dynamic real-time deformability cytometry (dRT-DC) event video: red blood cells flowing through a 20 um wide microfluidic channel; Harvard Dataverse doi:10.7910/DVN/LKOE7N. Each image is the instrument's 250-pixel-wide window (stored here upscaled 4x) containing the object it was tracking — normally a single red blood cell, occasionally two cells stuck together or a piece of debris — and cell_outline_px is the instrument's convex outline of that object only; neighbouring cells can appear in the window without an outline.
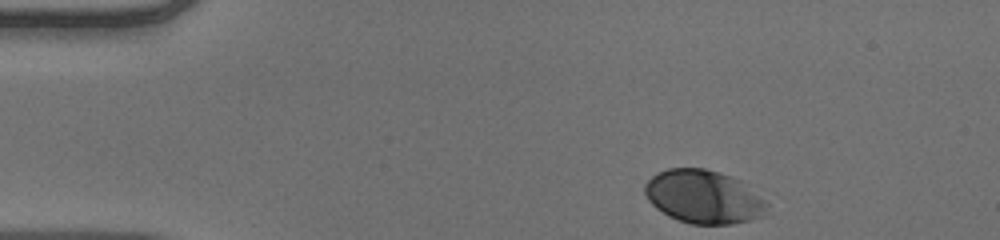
{"species": "human", "species_latin": "Homo sapiens", "temperature_condition": "warm", "stored_images_in_passage": 38, "camera_frame_rate_fps": 3000, "um_per_image_px": 0.085, "donor": {"sex": "male"}, "frame": {"image": 1, "passage_image": 1, "time_ms": 0.0, "image_size_px": [1000, 240], "cell_outline_px": [[768, 204], [764, 216], [752, 220], [732, 224], [692, 224], [668, 216], [656, 208], [648, 200], [644, 192], [644, 184], [656, 172], [668, 168], [704, 168], [732, 176], [740, 180], [764, 200]], "centroid_in_image_um": [59.79, 16.73], "position_along_channel_um": 25.2, "area_um2": 38.03}}
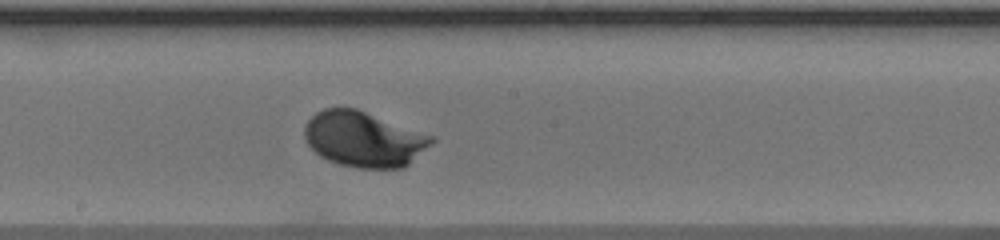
{"frame": {"image": 2, "passage_image": 22, "time_ms": 7.0, "image_size_px": [1000, 240], "cell_outline_px": [[436, 140], [404, 168], [356, 168], [340, 164], [328, 160], [320, 156], [308, 144], [304, 136], [304, 128], [308, 120], [316, 112], [324, 108], [356, 108], [436, 136]], "centroid_in_image_um": [30.95, 11.82], "position_along_channel_um": 217.3, "area_um2": 41.15}}
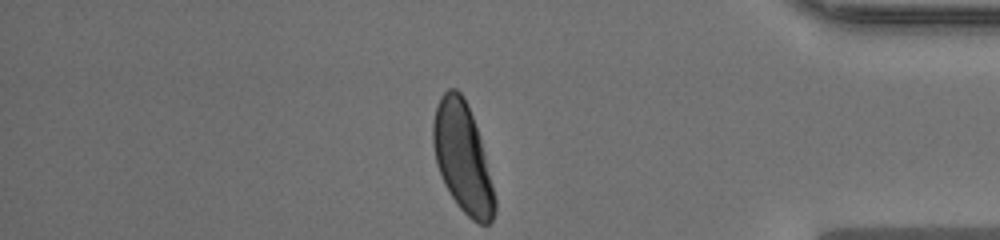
{"frame": {"image": 3, "passage_image": 38, "time_ms": 12.333, "image_size_px": [1000, 240], "cell_outline_px": [[496, 212], [492, 220], [488, 224], [480, 224], [472, 220], [456, 204], [444, 184], [436, 164], [432, 144], [432, 124], [436, 108], [440, 96], [448, 88], [456, 88], [464, 96], [472, 116], [480, 140], [492, 184], [496, 200]], "centroid_in_image_um": [39.3, 13.41], "position_along_channel_um": 395.9, "area_um2": 39.13}, "authors_computed_cell_mechanics": {"area_um2": 38.5526, "velocity_mm_per_s": 3.8669, "shape_relaxation_time_tau1_ms": 1.8601, "shape_relaxation_time_tau2_ms": null, "deformation_change_tau1": 0.126, "deformation_change_tau2": null}}